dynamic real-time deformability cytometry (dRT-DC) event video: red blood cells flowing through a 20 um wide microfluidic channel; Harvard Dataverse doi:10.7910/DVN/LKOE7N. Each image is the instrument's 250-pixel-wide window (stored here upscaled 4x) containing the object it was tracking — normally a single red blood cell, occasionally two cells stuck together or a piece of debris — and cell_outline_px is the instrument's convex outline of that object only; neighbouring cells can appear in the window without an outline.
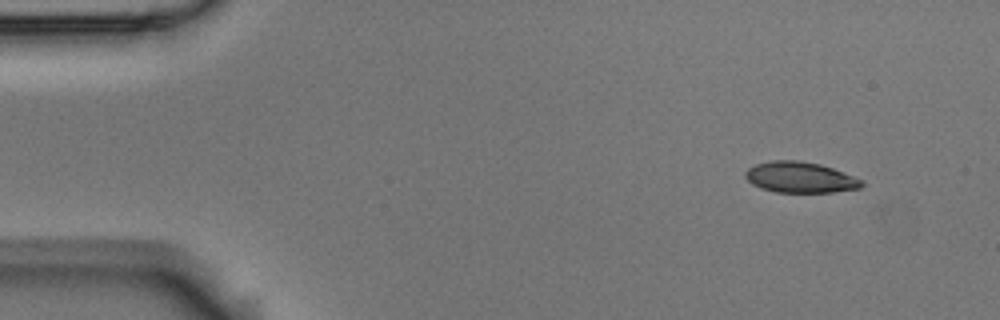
{"species": "Egyptian fruit bat (a non-hibernating species)", "species_latin": "Rousettus aegyptiacus", "temperature_condition": "room temperature", "stored_images_in_passage": 3, "camera_frame_rate_fps": 3000, "um_per_image_px": 0.085, "animal": {"sex": "male"}, "frame": {"image": 1, "passage_image": 1, "time_ms": 0.0, "image_size_px": [1000, 320], "cell_outline_px": [[864, 184], [860, 188], [832, 192], [776, 192], [760, 188], [752, 184], [744, 176], [744, 172], [748, 168], [756, 164], [772, 160], [800, 160], [820, 164], [832, 168], [852, 176], [860, 180]], "centroid_in_image_um": [67.96, 15.07], "position_along_channel_um": 17.0, "area_um2": 20.81}}